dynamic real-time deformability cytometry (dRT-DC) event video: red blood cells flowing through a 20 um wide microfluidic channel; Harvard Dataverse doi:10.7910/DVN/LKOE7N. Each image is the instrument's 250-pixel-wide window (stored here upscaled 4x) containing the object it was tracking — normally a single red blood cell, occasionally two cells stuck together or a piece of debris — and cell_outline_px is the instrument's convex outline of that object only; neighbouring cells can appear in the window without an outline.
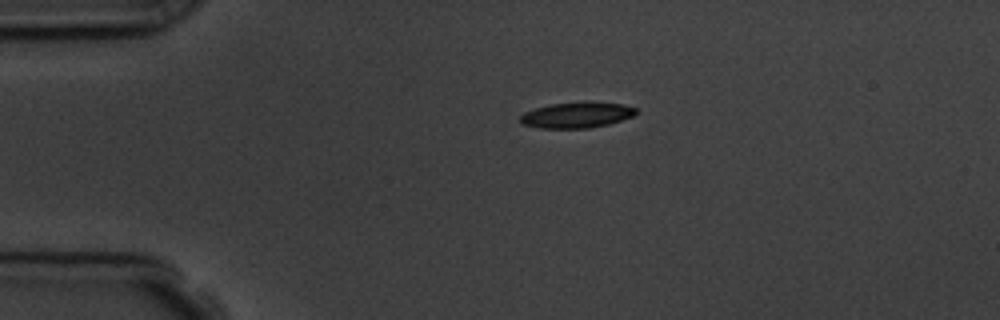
{"species": "common noctule bat (a hibernating species)", "species_latin": "Nyctalus noctula", "temperature_condition": "room temperature", "stored_images_in_passage": 2, "camera_frame_rate_fps": 3000, "um_per_image_px": 0.085, "animal": {"sex": "male", "body_mass_g": 19.5, "forearm_length_mm": 54.6}, "frame": {"image": 1, "passage_image": 1, "time_ms": 0.0, "image_size_px": [1000, 320], "cell_outline_px": [[636, 112], [632, 116], [608, 124], [588, 128], [540, 128], [520, 124], [520, 116], [524, 112], [536, 108], [552, 104], [588, 100], [592, 100], [620, 104], [636, 108]], "centroid_in_image_um": [48.99, 9.76], "position_along_channel_um": 36.0, "area_um2": 17.51}}